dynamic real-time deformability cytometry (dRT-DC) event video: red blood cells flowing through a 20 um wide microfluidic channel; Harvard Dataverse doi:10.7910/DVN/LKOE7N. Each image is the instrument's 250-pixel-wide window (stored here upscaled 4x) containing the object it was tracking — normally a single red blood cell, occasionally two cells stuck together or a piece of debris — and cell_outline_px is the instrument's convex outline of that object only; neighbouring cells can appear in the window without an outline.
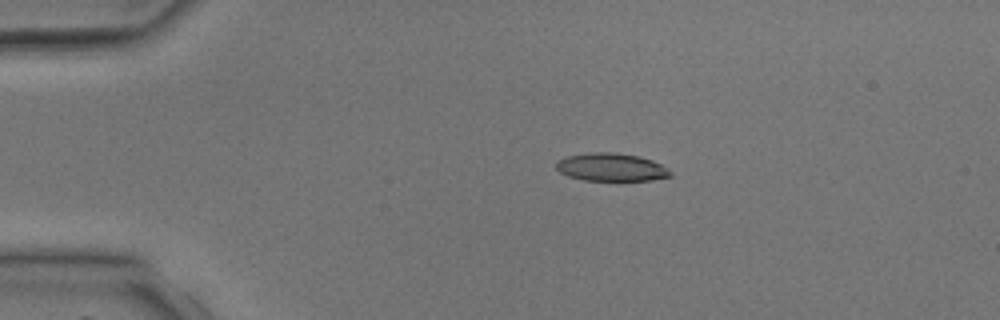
{"species": "common noctule bat (a hibernating species)", "species_latin": "Nyctalus noctula", "temperature_condition": "room temperature", "stored_images_in_passage": 3, "camera_frame_rate_fps": 3000, "um_per_image_px": 0.085, "animal": {"sex": "male", "body_mass_g": 17.9, "forearm_length_mm": 54.2}, "frame": {"image": 1, "passage_image": 2, "time_ms": 1.333, "image_size_px": [1000, 320], "cell_outline_px": [[672, 176], [652, 180], [584, 180], [568, 176], [560, 172], [556, 168], [556, 160], [568, 156], [592, 152], [612, 152], [640, 156], [652, 160], [660, 164], [672, 172]], "centroid_in_image_um": [51.95, 14.21], "position_along_channel_um": 33.0, "area_um2": 18.55}}